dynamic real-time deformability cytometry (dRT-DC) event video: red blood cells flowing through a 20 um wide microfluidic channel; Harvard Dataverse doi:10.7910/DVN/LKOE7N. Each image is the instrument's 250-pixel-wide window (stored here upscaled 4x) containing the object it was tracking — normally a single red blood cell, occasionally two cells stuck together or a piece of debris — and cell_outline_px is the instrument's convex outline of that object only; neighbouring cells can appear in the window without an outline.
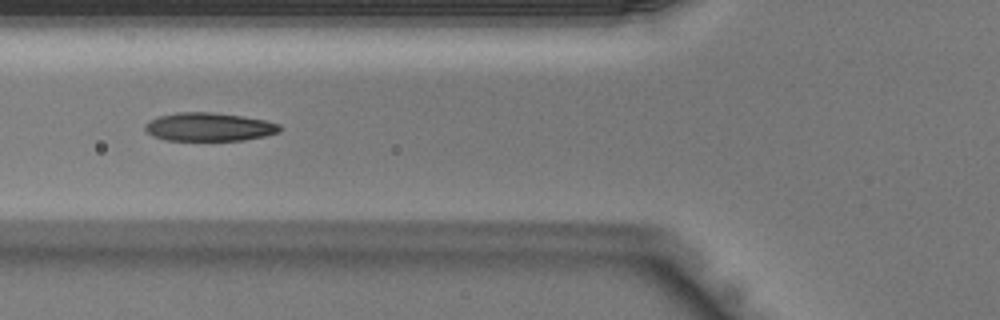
{"species": "Egyptian fruit bat (a non-hibernating species)", "species_latin": "Rousettus aegyptiacus", "temperature_condition": "warm", "stored_images_in_passage": 22, "camera_frame_rate_fps": 3000, "um_per_image_px": 0.085, "animal": {"sex": "male"}, "frame": {"image": 1, "passage_image": 7, "time_ms": 2.0, "image_size_px": [1000, 320], "cell_outline_px": [[280, 132], [264, 136], [244, 140], [168, 140], [152, 136], [144, 128], [144, 124], [160, 116], [176, 112], [212, 112], [244, 116], [264, 120], [280, 124]], "centroid_in_image_um": [17.78, 10.78], "position_along_channel_um": 108.0, "area_um2": 22.2}}
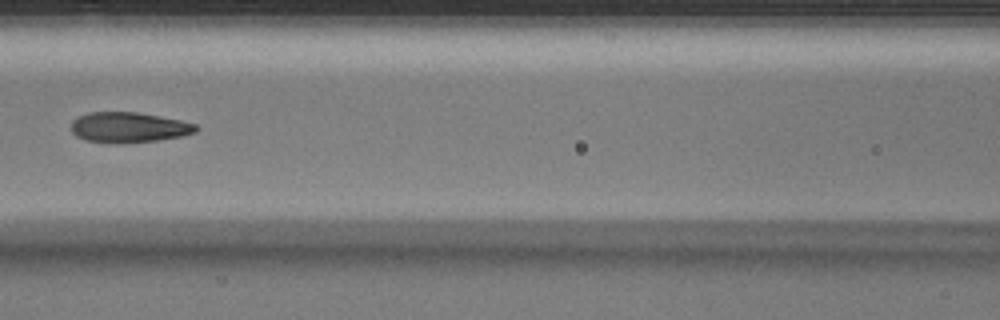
{"frame": {"image": 2, "passage_image": 10, "time_ms": 3.0, "image_size_px": [1000, 320], "cell_outline_px": [[200, 128], [196, 132], [180, 136], [156, 140], [88, 140], [76, 136], [72, 132], [72, 120], [88, 112], [136, 112], [180, 120], [196, 124]], "centroid_in_image_um": [10.98, 10.77], "position_along_channel_um": 155.6, "area_um2": 20.92}}